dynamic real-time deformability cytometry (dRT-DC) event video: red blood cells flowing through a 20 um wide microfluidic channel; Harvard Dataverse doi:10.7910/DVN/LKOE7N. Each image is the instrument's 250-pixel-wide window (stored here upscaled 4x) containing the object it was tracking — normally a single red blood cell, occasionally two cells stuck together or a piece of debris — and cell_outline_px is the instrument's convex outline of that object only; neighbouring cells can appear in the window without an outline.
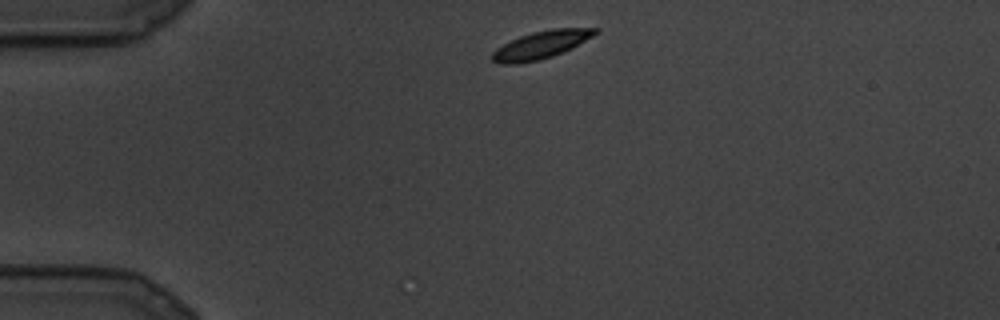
{"species": "common noctule bat (a hibernating species)", "species_latin": "Nyctalus noctula", "temperature_condition": "cold", "stored_images_in_passage": 5, "camera_frame_rate_fps": 3000, "um_per_image_px": 0.085, "animal": {"sex": "male", "body_mass_g": 19.5, "forearm_length_mm": 54.6}, "frame": {"image": 1, "passage_image": 1, "time_ms": 0.0, "image_size_px": [1000, 320], "cell_outline_px": [[600, 32], [572, 48], [552, 56], [540, 60], [516, 64], [500, 64], [492, 60], [492, 52], [496, 48], [520, 36], [532, 32], [552, 28], [600, 28]], "centroid_in_image_um": [46.01, 3.81], "position_along_channel_um": 39.0, "area_um2": 16.65}}
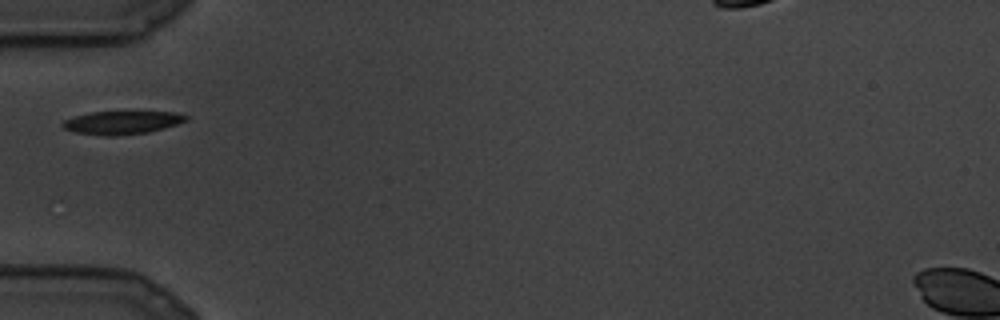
{"frame": {"image": 2, "passage_image": 4, "time_ms": 1.0, "image_size_px": [1000, 320], "cell_outline_px": [[188, 120], [164, 128], [148, 132], [112, 136], [104, 136], [76, 132], [64, 128], [60, 124], [64, 120], [76, 116], [92, 112], [176, 112], [188, 116]], "centroid_in_image_um": [10.37, 10.42], "position_along_channel_um": 74.6, "area_um2": 16.47}}